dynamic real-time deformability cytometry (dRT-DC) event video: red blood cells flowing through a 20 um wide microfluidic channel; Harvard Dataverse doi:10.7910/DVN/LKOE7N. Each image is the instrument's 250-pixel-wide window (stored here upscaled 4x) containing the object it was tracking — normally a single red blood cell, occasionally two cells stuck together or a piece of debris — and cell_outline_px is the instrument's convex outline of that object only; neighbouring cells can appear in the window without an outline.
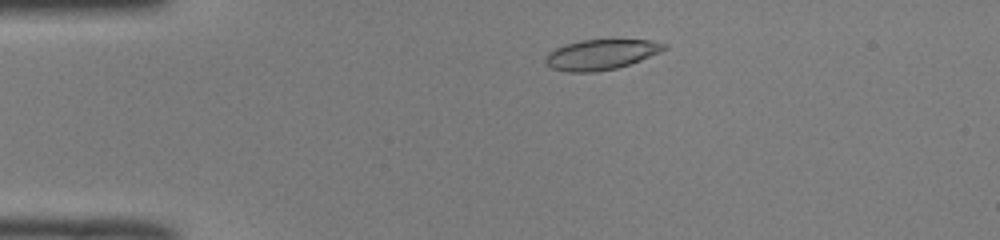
{"species": "common noctule bat (a hibernating species)", "species_latin": "Nyctalus noctula", "temperature_condition": "room temperature", "stored_images_in_passage": 10, "segment_of_instrument_passage": [1, 2], "camera_frame_rate_fps": 3000, "um_per_image_px": 0.085, "animal": {"sex": "male", "body_mass_g": 19.0, "forearm_length_mm": 50.8}, "frame": {"image": 1, "passage_image": 5, "time_ms": 1.333, "image_size_px": [1000, 240], "cell_outline_px": [[668, 48], [660, 52], [640, 60], [616, 68], [596, 72], [568, 72], [552, 68], [544, 60], [544, 56], [548, 52], [564, 44], [580, 40], [612, 36], [648, 40], [668, 44]], "centroid_in_image_um": [51.11, 4.57], "position_along_channel_um": 33.9, "area_um2": 21.85}}